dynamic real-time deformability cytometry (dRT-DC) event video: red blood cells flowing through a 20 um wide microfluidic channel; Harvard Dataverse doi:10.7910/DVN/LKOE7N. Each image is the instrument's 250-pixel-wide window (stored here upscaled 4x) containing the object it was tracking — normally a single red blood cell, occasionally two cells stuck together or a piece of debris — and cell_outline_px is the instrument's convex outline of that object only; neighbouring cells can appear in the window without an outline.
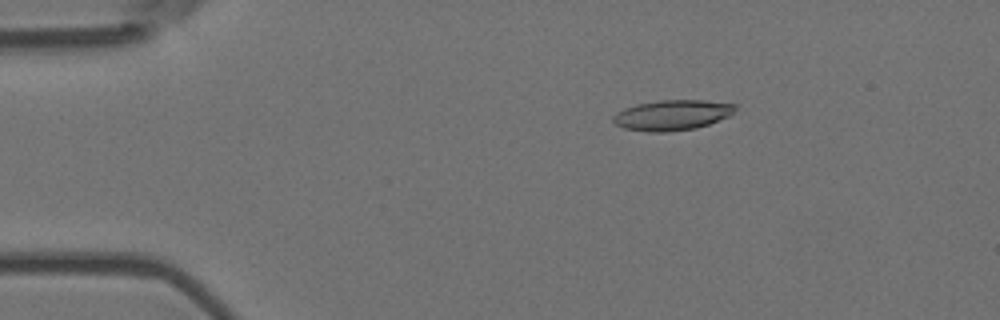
{"species": "Egyptian fruit bat (a non-hibernating species)", "species_latin": "Rousettus aegyptiacus", "temperature_condition": "room temperature", "stored_images_in_passage": 4, "camera_frame_rate_fps": 3000, "um_per_image_px": 0.085, "animal": {"sex": "female"}, "frame": {"image": 1, "passage_image": 3, "time_ms": 0.667, "image_size_px": [1000, 320], "cell_outline_px": [[736, 108], [728, 116], [708, 124], [696, 128], [668, 132], [648, 132], [624, 128], [616, 124], [612, 120], [612, 116], [616, 112], [624, 108], [640, 104], [660, 100], [704, 100], [736, 104]], "centroid_in_image_um": [57.11, 9.78], "position_along_channel_um": 27.9, "area_um2": 21.44}}